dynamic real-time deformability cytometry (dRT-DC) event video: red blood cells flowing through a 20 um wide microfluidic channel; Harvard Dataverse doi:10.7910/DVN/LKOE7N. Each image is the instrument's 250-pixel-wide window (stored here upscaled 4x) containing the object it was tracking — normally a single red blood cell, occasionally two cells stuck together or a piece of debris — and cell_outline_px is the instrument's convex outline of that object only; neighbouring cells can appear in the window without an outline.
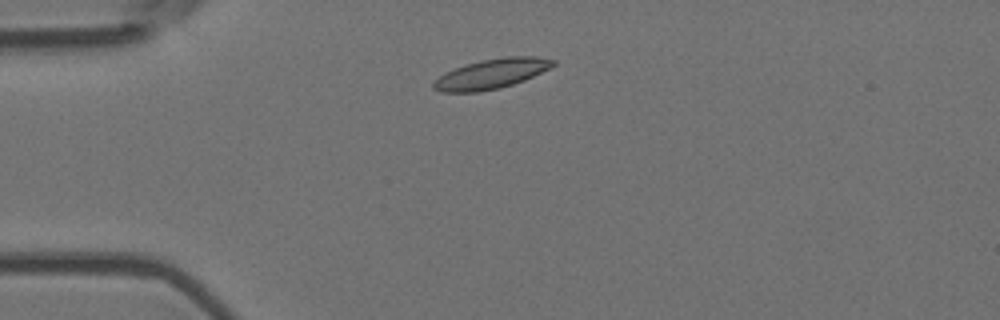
{"species": "Egyptian fruit bat (a non-hibernating species)", "species_latin": "Rousettus aegyptiacus", "temperature_condition": "room temperature", "stored_images_in_passage": 4, "camera_frame_rate_fps": 3000, "um_per_image_px": 0.085, "animal": {"sex": "female"}, "frame": {"image": 1, "passage_image": 2, "time_ms": 0.333, "image_size_px": [1000, 320], "cell_outline_px": [[556, 64], [524, 80], [500, 88], [476, 92], [440, 92], [432, 88], [432, 84], [444, 72], [464, 64], [480, 60], [504, 56], [536, 56], [556, 60]], "centroid_in_image_um": [41.74, 6.26], "position_along_channel_um": 43.3, "area_um2": 20.81}}
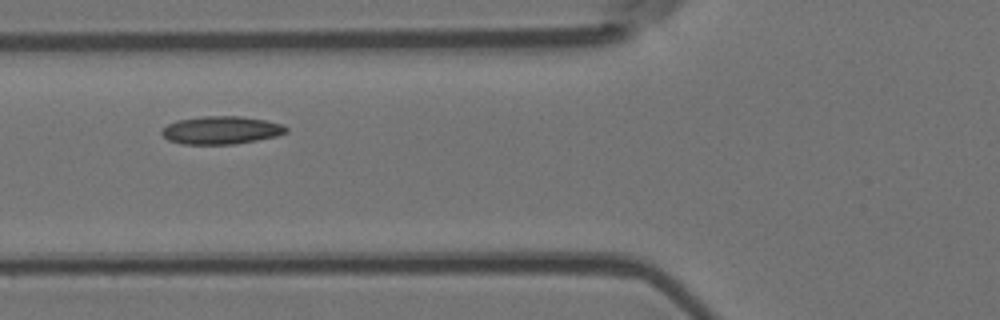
{"frame": {"image": 2, "passage_image": 4, "time_ms": 1.0, "image_size_px": [1000, 320], "cell_outline_px": [[288, 132], [276, 136], [256, 140], [232, 144], [180, 144], [168, 140], [160, 132], [168, 124], [176, 120], [204, 116], [240, 116], [264, 120], [280, 124], [288, 128]], "centroid_in_image_um": [18.77, 11.06], "position_along_channel_um": 107.0, "area_um2": 20.11}}